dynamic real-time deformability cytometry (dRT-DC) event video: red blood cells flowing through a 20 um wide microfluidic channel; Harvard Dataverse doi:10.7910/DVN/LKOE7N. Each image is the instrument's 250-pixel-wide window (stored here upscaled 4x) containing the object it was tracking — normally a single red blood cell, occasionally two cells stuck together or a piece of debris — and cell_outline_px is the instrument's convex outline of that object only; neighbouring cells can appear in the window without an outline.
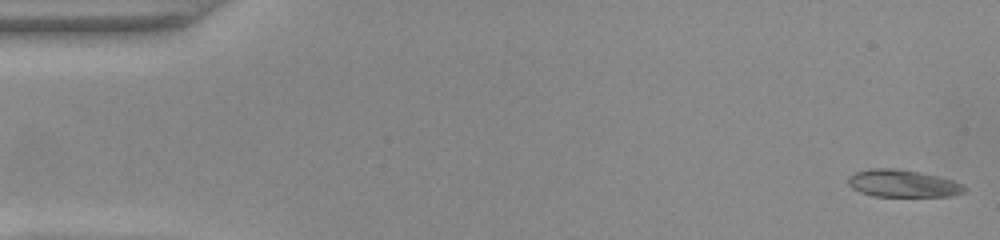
{"species": "common noctule bat (a hibernating species)", "species_latin": "Nyctalus noctula", "temperature_condition": "warm", "stored_images_in_passage": 49, "camera_frame_rate_fps": 3000, "um_per_image_px": 0.085, "animal": {"sex": "female", "body_mass_g": 22.0, "forearm_length_mm": 56.7}, "frame": {"image": 1, "passage_image": 1, "time_ms": 0.0, "image_size_px": [1000, 240], "cell_outline_px": [[968, 188], [964, 192], [952, 196], [872, 196], [860, 192], [852, 188], [848, 184], [848, 176], [856, 172], [872, 168], [896, 168], [920, 172], [940, 176], [952, 180]], "centroid_in_image_um": [76.73, 15.59], "position_along_channel_um": 8.3, "area_um2": 18.61}}
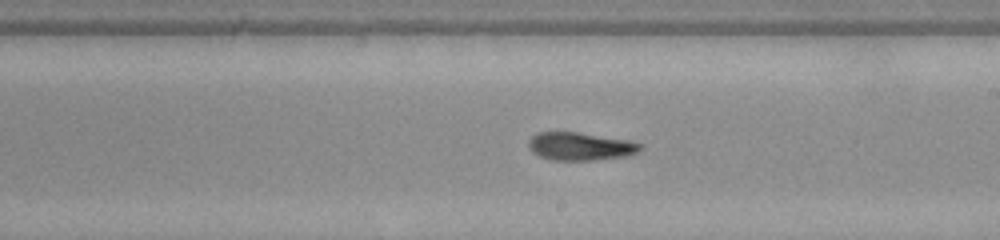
{"frame": {"image": 2, "passage_image": 28, "time_ms": 9.0, "image_size_px": [1000, 240], "cell_outline_px": [[644, 148], [628, 156], [592, 160], [552, 160], [540, 156], [532, 152], [528, 148], [528, 140], [536, 132], [576, 132], [632, 140], [644, 144]], "centroid_in_image_um": [49.36, 12.43], "position_along_channel_um": 239.6, "area_um2": 18.5}}
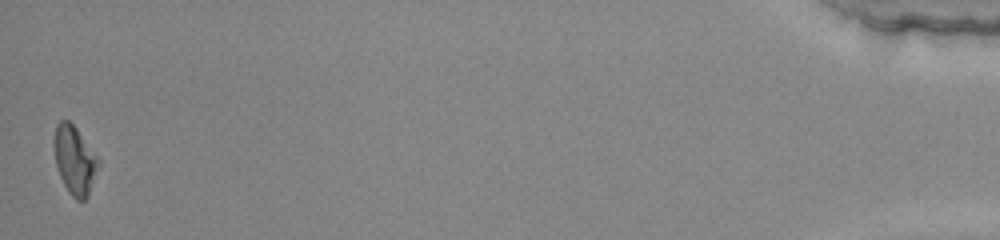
{"frame": {"image": 3, "passage_image": 49, "time_ms": 16.0, "image_size_px": [1000, 240], "cell_outline_px": [[100, 164], [88, 196], [84, 200], [76, 200], [68, 192], [60, 176], [56, 164], [52, 144], [52, 140], [56, 124], [60, 120], [68, 120], [76, 128], [100, 160]], "centroid_in_image_um": [6.33, 13.6], "position_along_channel_um": 428.9, "area_um2": 17.8}, "authors_computed_cell_mechanics": {"area_um2": 18.207, "velocity_mm_per_s": 4.1001, "shape_relaxation_time_tau1_ms": 4.2074, "shape_relaxation_time_tau2_ms": 4.249, "deformation_change_tau1": 0.2042, "deformation_change_tau2": 0.114}}